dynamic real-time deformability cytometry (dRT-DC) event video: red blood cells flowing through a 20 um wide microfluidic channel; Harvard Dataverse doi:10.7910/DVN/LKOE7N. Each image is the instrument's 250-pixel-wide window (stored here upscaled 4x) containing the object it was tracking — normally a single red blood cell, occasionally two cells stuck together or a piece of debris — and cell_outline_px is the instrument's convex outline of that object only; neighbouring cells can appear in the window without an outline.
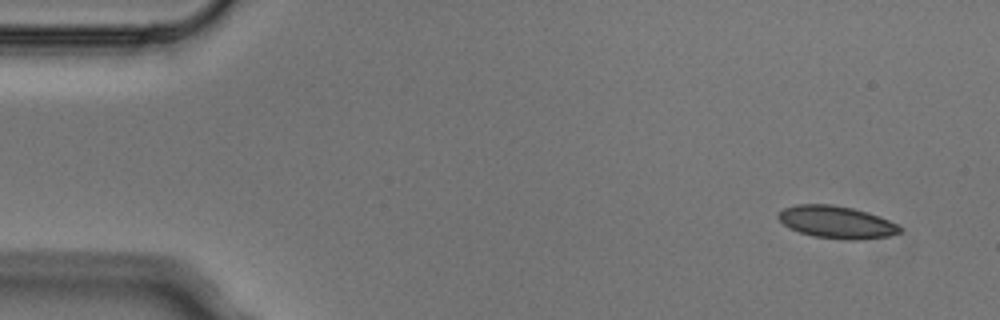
{"species": "Egyptian fruit bat (a non-hibernating species)", "species_latin": "Rousettus aegyptiacus", "temperature_condition": "cold", "stored_images_in_passage": 4, "camera_frame_rate_fps": 3000, "um_per_image_px": 0.085, "animal": {"sex": "male"}, "frame": {"image": 1, "passage_image": 1, "time_ms": 0.0, "image_size_px": [1000, 320], "cell_outline_px": [[900, 232], [888, 236], [860, 240], [848, 240], [812, 236], [788, 228], [776, 216], [784, 208], [796, 204], [832, 204], [852, 208], [868, 212], [880, 216], [896, 224], [900, 228]], "centroid_in_image_um": [71.08, 18.88], "position_along_channel_um": 13.9, "area_um2": 22.89}}
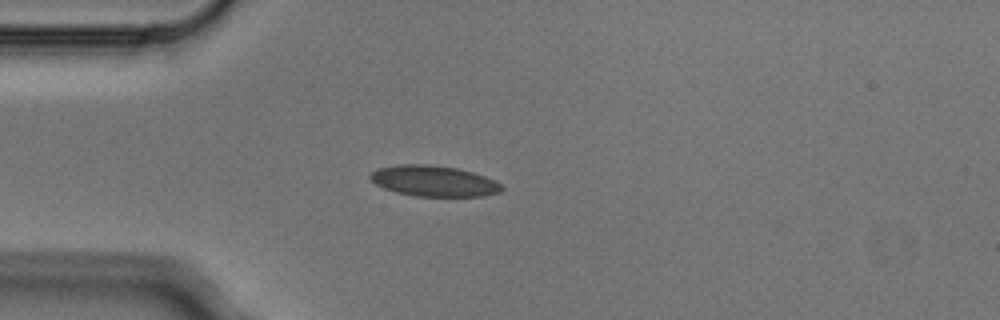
{"frame": {"image": 2, "passage_image": 4, "time_ms": 1.0, "image_size_px": [1000, 320], "cell_outline_px": [[504, 188], [500, 192], [484, 196], [412, 196], [396, 192], [384, 188], [376, 184], [368, 176], [372, 172], [380, 168], [400, 164], [428, 164], [456, 168], [472, 172], [496, 180]], "centroid_in_image_um": [36.89, 15.39], "position_along_channel_um": 48.1, "area_um2": 23.52}}